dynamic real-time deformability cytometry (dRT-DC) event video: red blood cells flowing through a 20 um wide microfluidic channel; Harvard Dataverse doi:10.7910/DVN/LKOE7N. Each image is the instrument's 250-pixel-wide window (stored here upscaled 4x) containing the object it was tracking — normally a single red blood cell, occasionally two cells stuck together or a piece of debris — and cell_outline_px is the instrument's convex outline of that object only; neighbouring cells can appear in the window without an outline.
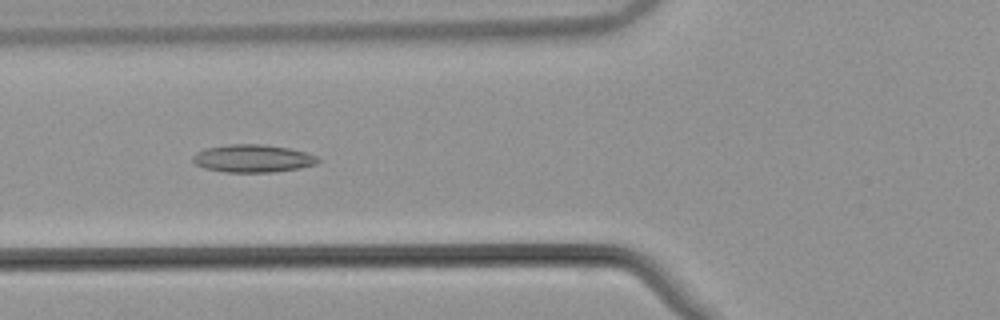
{"species": "common noctule bat (a hibernating species)", "species_latin": "Nyctalus noctula", "temperature_condition": "warm", "stored_images_in_passage": 53, "camera_frame_rate_fps": 3000, "um_per_image_px": 0.085, "animal": {"sex": "male", "body_mass_g": 21.5, "forearm_length_mm": 52.0}, "frame": {"image": 1, "passage_image": 20, "time_ms": 6.333, "image_size_px": [1000, 320], "cell_outline_px": [[320, 160], [316, 164], [300, 168], [272, 172], [224, 172], [204, 168], [196, 164], [192, 160], [192, 156], [196, 152], [208, 148], [228, 144], [260, 144], [288, 148], [304, 152], [316, 156]], "centroid_in_image_um": [21.47, 13.47], "position_along_channel_um": 104.3, "area_um2": 20.11}}
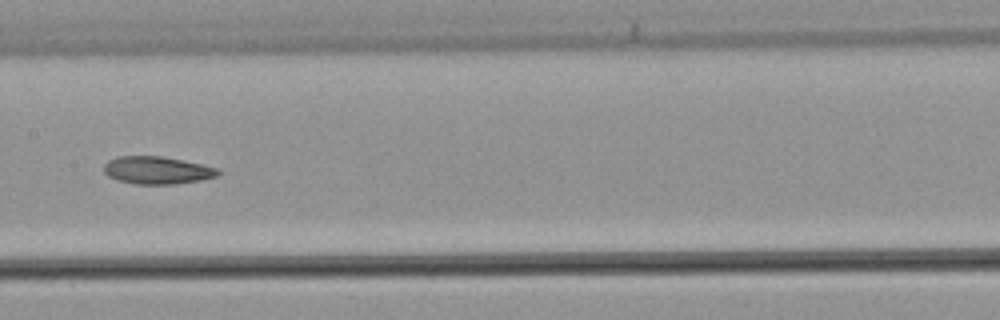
{"frame": {"image": 2, "passage_image": 27, "time_ms": 8.667, "image_size_px": [1000, 320], "cell_outline_px": [[220, 172], [216, 176], [200, 180], [176, 184], [136, 184], [116, 180], [108, 176], [104, 172], [104, 164], [108, 160], [116, 156], [160, 156], [200, 164], [216, 168]], "centroid_in_image_um": [13.29, 14.47], "position_along_channel_um": 194.1, "area_um2": 18.21}}
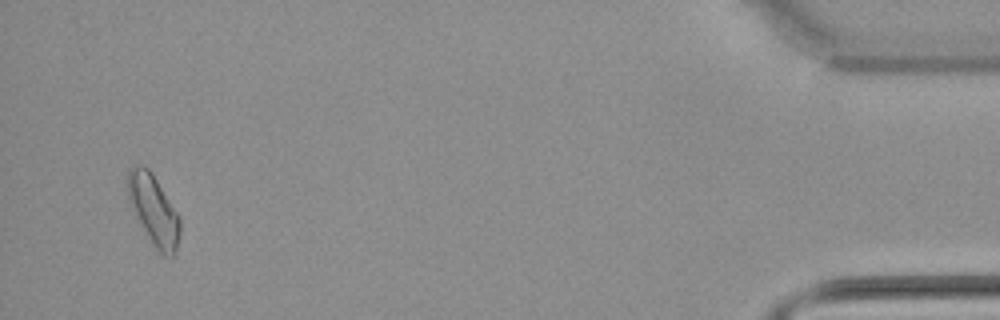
{"frame": {"image": 3, "passage_image": 51, "time_ms": 16.667, "image_size_px": [1000, 320], "cell_outline_px": [[180, 232], [176, 252], [172, 256], [164, 256], [152, 244], [136, 216], [128, 200], [128, 168], [132, 164], [144, 164], [152, 172], [180, 216]], "centroid_in_image_um": [13.06, 17.81], "position_along_channel_um": 422.1, "area_um2": 21.44}}